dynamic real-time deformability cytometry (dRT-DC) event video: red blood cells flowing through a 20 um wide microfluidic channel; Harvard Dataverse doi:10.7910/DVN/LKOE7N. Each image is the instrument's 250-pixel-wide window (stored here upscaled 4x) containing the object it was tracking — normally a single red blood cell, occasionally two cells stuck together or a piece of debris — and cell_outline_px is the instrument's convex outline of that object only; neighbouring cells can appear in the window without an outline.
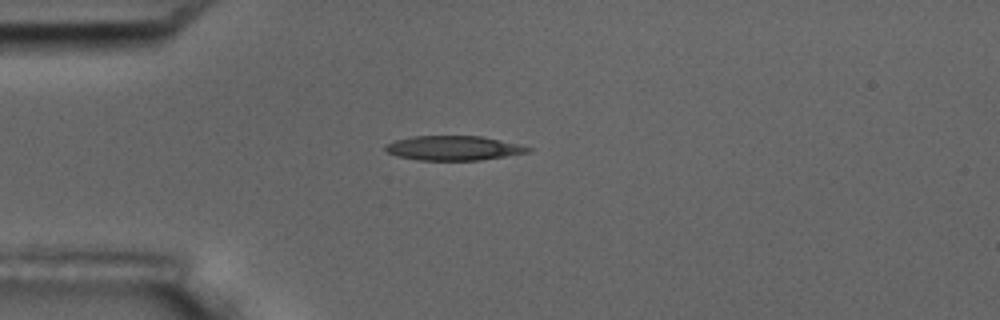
{"species": "common noctule bat (a hibernating species)", "species_latin": "Nyctalus noctula", "temperature_condition": "room temperature", "stored_images_in_passage": 2, "camera_frame_rate_fps": 3000, "um_per_image_px": 0.085, "animal": {"sex": "male", "body_mass_g": 17.5, "forearm_length_mm": 52.3}, "frame": {"image": 1, "passage_image": 1, "time_ms": 0.0, "image_size_px": [1000, 320], "cell_outline_px": [[532, 148], [528, 152], [480, 160], [416, 160], [396, 156], [388, 152], [384, 148], [388, 144], [396, 140], [412, 136], [480, 136], [520, 144]], "centroid_in_image_um": [38.53, 12.59], "position_along_channel_um": 46.5, "area_um2": 20.17}}
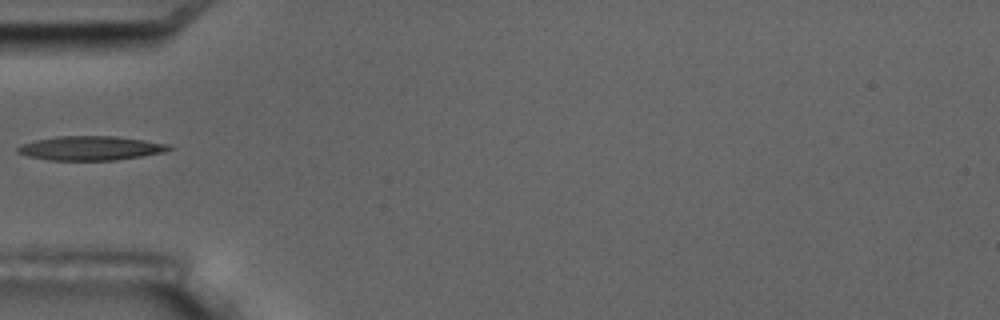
{"frame": {"image": 2, "passage_image": 2, "time_ms": 1.333, "image_size_px": [1000, 320], "cell_outline_px": [[172, 148], [164, 152], [116, 160], [48, 160], [28, 156], [16, 152], [16, 148], [20, 144], [36, 140], [56, 136], [116, 136], [144, 140], [168, 144]], "centroid_in_image_um": [7.65, 12.59], "position_along_channel_um": 77.3, "area_um2": 21.27}}